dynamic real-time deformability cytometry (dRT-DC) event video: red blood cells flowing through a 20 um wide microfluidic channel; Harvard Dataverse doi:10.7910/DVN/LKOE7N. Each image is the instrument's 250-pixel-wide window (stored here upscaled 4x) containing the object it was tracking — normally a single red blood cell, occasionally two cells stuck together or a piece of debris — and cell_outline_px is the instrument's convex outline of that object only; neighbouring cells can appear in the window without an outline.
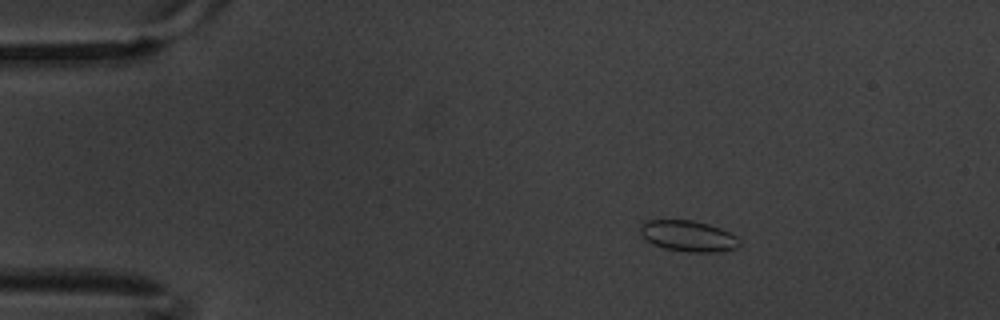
{"species": "common noctule bat (a hibernating species)", "species_latin": "Nyctalus noctula", "temperature_condition": "warm", "stored_images_in_passage": 4, "camera_frame_rate_fps": 3000, "um_per_image_px": 0.085, "animal": {"sex": "male", "body_mass_g": 20.1, "forearm_length_mm": 53.5}, "frame": {"image": 1, "passage_image": 2, "time_ms": 0.333, "image_size_px": [1000, 320], "cell_outline_px": [[740, 244], [736, 248], [716, 252], [688, 252], [664, 248], [652, 244], [640, 232], [640, 224], [644, 220], [692, 220], [708, 224], [720, 228], [736, 236], [740, 240]], "centroid_in_image_um": [58.49, 20.06], "position_along_channel_um": 26.5, "area_um2": 17.86}}